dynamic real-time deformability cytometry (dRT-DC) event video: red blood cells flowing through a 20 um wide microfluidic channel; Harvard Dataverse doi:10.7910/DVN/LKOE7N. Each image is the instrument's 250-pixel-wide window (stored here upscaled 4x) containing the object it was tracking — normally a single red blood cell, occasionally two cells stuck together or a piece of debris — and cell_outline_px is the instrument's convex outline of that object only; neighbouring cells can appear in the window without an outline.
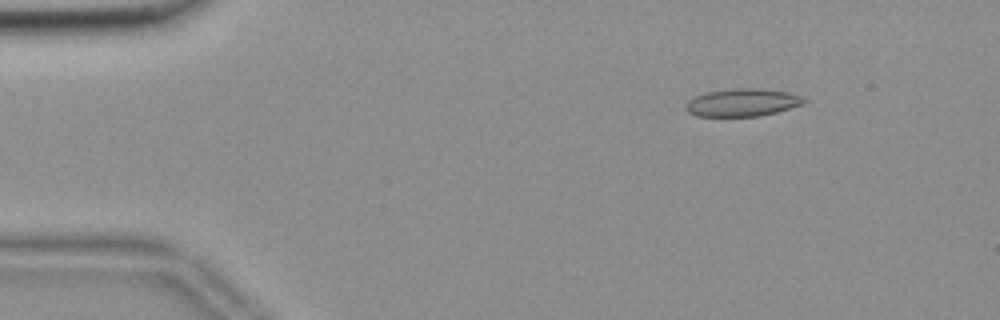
{"species": "common noctule bat (a hibernating species)", "species_latin": "Nyctalus noctula", "temperature_condition": "room temperature", "stored_images_in_passage": 56, "camera_frame_rate_fps": 3000, "um_per_image_px": 0.085, "animal": {"sex": "female", "body_mass_g": 18.4}, "frame": {"image": 1, "passage_image": 8, "time_ms": 2.333, "image_size_px": [1000, 320], "cell_outline_px": [[808, 100], [804, 104], [776, 112], [760, 116], [696, 116], [688, 112], [684, 108], [688, 100], [692, 96], [704, 92], [736, 88], [756, 88], [788, 92], [804, 96]], "centroid_in_image_um": [63.1, 8.71], "position_along_channel_um": 21.9, "area_um2": 19.36}}
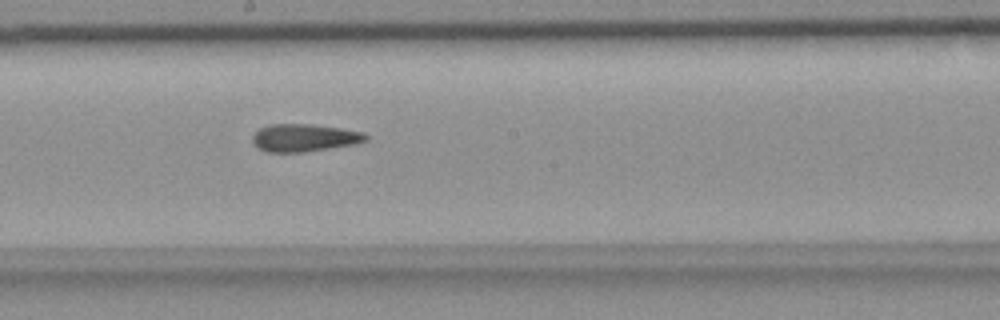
{"frame": {"image": 2, "passage_image": 31, "time_ms": 10.0, "image_size_px": [1000, 320], "cell_outline_px": [[368, 140], [356, 144], [304, 152], [264, 152], [256, 148], [252, 144], [252, 136], [260, 128], [272, 124], [308, 124], [340, 128], [364, 132], [368, 136]], "centroid_in_image_um": [25.84, 11.72], "position_along_channel_um": 222.4, "area_um2": 18.38}}
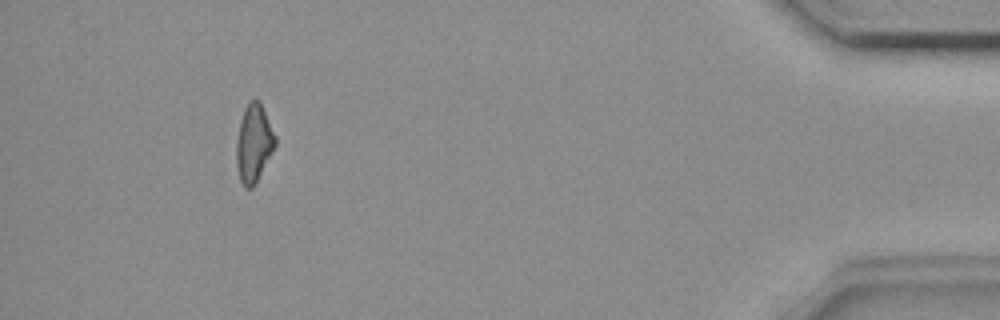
{"frame": {"image": 3, "passage_image": 52, "time_ms": 17.0, "image_size_px": [1000, 320], "cell_outline_px": [[276, 144], [252, 188], [244, 188], [240, 180], [236, 164], [236, 140], [244, 108], [252, 100], [260, 100], [276, 136]], "centroid_in_image_um": [21.56, 12.17], "position_along_channel_um": 413.6, "area_um2": 17.34}, "authors_computed_cell_mechanics": {"area_um2": 18.5249, "velocity_mm_per_s": 3.6481, "shape_relaxation_time_tau1_ms": null, "shape_relaxation_time_tau2_ms": 6.5173, "deformation_change_tau1": null, "deformation_change_tau2": 0.1677}}